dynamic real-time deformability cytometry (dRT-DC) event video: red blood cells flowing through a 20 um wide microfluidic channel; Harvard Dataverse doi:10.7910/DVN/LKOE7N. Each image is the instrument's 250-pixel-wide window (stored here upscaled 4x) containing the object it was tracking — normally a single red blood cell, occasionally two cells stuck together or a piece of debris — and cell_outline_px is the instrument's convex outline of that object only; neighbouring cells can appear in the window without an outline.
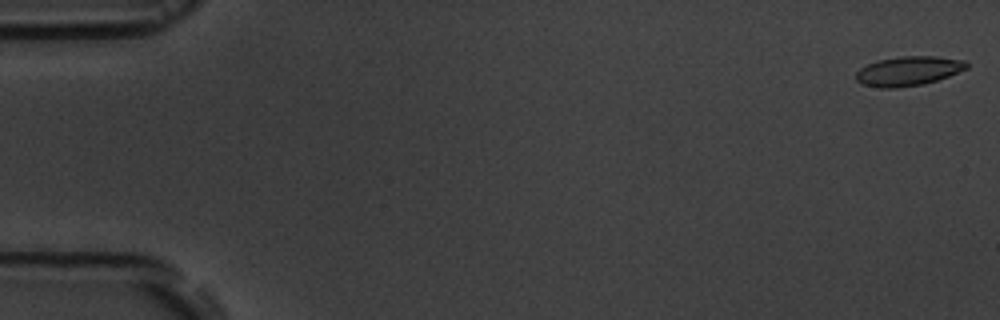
{"species": "common noctule bat (a hibernating species)", "species_latin": "Nyctalus noctula", "temperature_condition": "room temperature", "stored_images_in_passage": 7, "camera_frame_rate_fps": 3000, "um_per_image_px": 0.085, "animal": {"sex": "male", "body_mass_g": 19.5, "forearm_length_mm": 54.6}, "frame": {"image": 1, "passage_image": 1, "time_ms": 0.0, "image_size_px": [1000, 320], "cell_outline_px": [[968, 68], [948, 76], [924, 84], [896, 88], [880, 88], [860, 84], [856, 80], [856, 72], [860, 68], [868, 64], [880, 60], [900, 56], [936, 56], [964, 60], [968, 64]], "centroid_in_image_um": [77.2, 6.04], "position_along_channel_um": 7.8, "area_um2": 18.96}}
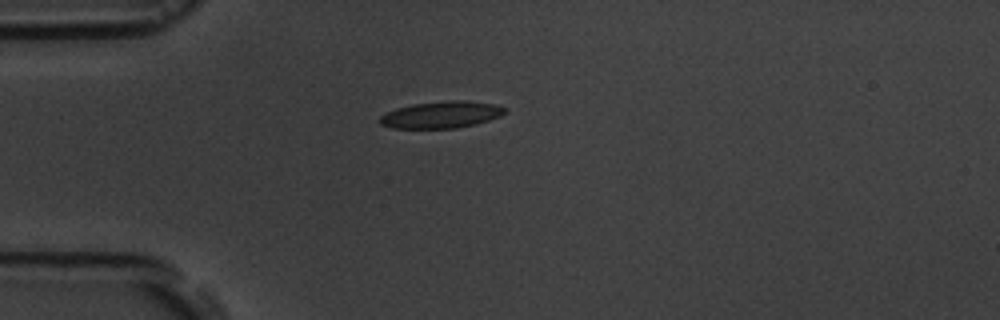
{"frame": {"image": 2, "passage_image": 5, "time_ms": 4.667, "image_size_px": [1000, 320], "cell_outline_px": [[508, 108], [500, 116], [476, 124], [456, 128], [392, 128], [380, 124], [380, 116], [396, 108], [412, 104], [448, 100], [464, 100], [496, 104]], "centroid_in_image_um": [37.53, 9.74], "position_along_channel_um": 47.5, "area_um2": 19.54}}
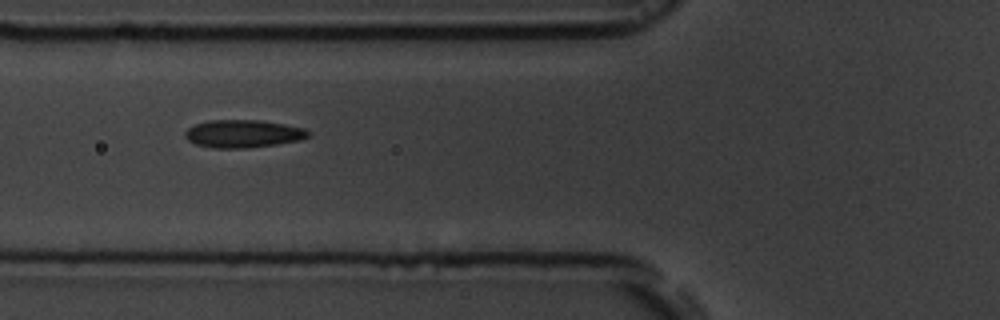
{"frame": {"image": 3, "passage_image": 7, "time_ms": 6.667, "image_size_px": [1000, 320], "cell_outline_px": [[312, 132], [308, 136], [300, 140], [276, 144], [244, 148], [212, 148], [196, 144], [188, 140], [184, 136], [184, 132], [188, 128], [196, 124], [208, 120], [260, 120], [284, 124], [304, 128]], "centroid_in_image_um": [20.65, 11.36], "position_along_channel_um": 105.1, "area_um2": 19.94}}